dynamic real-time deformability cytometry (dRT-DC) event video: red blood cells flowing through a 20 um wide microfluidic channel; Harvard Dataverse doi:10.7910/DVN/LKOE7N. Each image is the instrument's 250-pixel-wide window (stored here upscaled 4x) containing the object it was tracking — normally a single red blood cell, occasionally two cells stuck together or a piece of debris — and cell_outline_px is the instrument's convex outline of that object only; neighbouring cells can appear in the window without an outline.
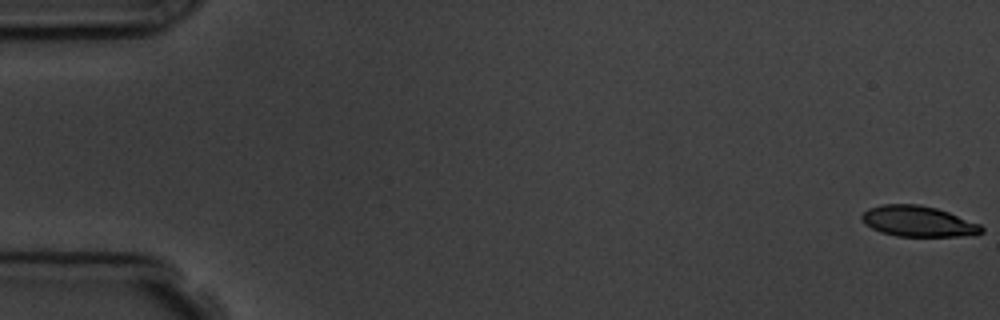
{"species": "common noctule bat (a hibernating species)", "species_latin": "Nyctalus noctula", "temperature_condition": "room temperature", "stored_images_in_passage": 6, "camera_frame_rate_fps": 3000, "um_per_image_px": 0.085, "animal": {"sex": "male", "body_mass_g": 19.5, "forearm_length_mm": 54.6}, "frame": {"image": 1, "passage_image": 1, "time_ms": 0.0, "image_size_px": [1000, 320], "cell_outline_px": [[984, 232], [976, 236], [896, 236], [880, 232], [864, 224], [860, 220], [860, 216], [868, 208], [880, 204], [920, 204], [936, 208], [948, 212], [980, 224], [984, 228]], "centroid_in_image_um": [78.04, 18.82], "position_along_channel_um": 7.0, "area_um2": 21.73}}